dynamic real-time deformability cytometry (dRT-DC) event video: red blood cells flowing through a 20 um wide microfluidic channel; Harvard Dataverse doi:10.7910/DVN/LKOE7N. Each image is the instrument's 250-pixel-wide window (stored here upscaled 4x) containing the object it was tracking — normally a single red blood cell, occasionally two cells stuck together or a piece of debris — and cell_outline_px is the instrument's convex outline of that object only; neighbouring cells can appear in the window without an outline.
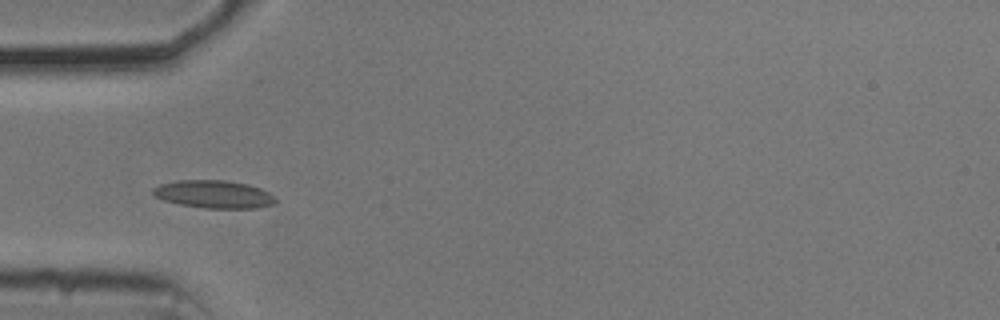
{"species": "common noctule bat (a hibernating species)", "species_latin": "Nyctalus noctula", "temperature_condition": "cold", "stored_images_in_passage": 33, "camera_frame_rate_fps": 3000, "um_per_image_px": 0.085, "animal": {"sex": "male", "body_mass_g": 20.5, "forearm_length_mm": 52.5}, "frame": {"image": 1, "passage_image": 1, "time_ms": 0.0, "image_size_px": [1000, 320], "cell_outline_px": [[276, 204], [256, 208], [204, 208], [180, 204], [164, 200], [156, 196], [152, 192], [152, 188], [160, 184], [180, 180], [224, 180], [248, 184], [260, 188], [276, 196]], "centroid_in_image_um": [18.22, 16.51], "position_along_channel_um": 66.8, "area_um2": 19.88}}
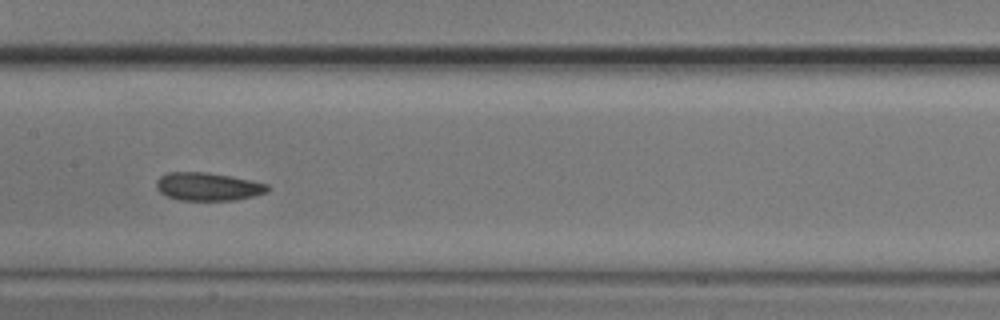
{"frame": {"image": 2, "passage_image": 11, "time_ms": 3.333, "image_size_px": [1000, 320], "cell_outline_px": [[268, 192], [236, 200], [180, 200], [168, 196], [160, 192], [156, 188], [156, 180], [160, 176], [168, 172], [208, 172], [268, 184]], "centroid_in_image_um": [17.64, 15.86], "position_along_channel_um": 189.8, "area_um2": 18.03}}
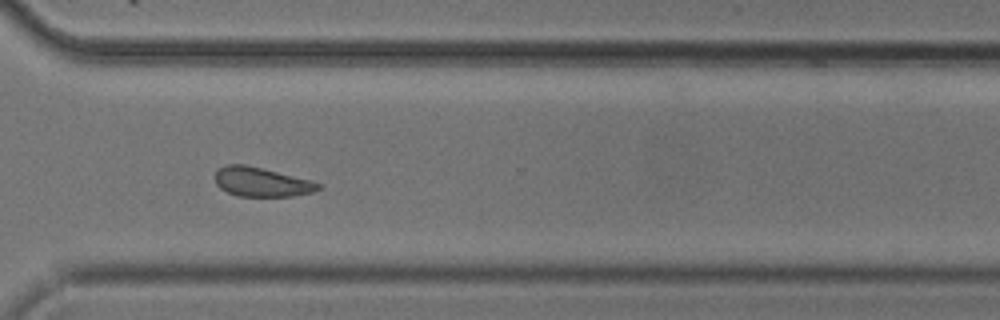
{"frame": {"image": 3, "passage_image": 24, "time_ms": 7.667, "image_size_px": [1000, 320], "cell_outline_px": [[324, 184], [320, 188], [312, 192], [292, 196], [236, 196], [220, 188], [216, 184], [216, 168], [224, 164], [244, 164], [312, 180]], "centroid_in_image_um": [22.22, 15.46], "position_along_channel_um": 348.4, "area_um2": 17.69}, "authors_computed_cell_mechanics": {"area_um2": 17.6868, "velocity_mm_per_s": 3.6766, "shape_relaxation_time_tau1_ms": 5.036, "shape_relaxation_time_tau2_ms": null, "deformation_change_tau1": 0.1002, "deformation_change_tau2": null}}